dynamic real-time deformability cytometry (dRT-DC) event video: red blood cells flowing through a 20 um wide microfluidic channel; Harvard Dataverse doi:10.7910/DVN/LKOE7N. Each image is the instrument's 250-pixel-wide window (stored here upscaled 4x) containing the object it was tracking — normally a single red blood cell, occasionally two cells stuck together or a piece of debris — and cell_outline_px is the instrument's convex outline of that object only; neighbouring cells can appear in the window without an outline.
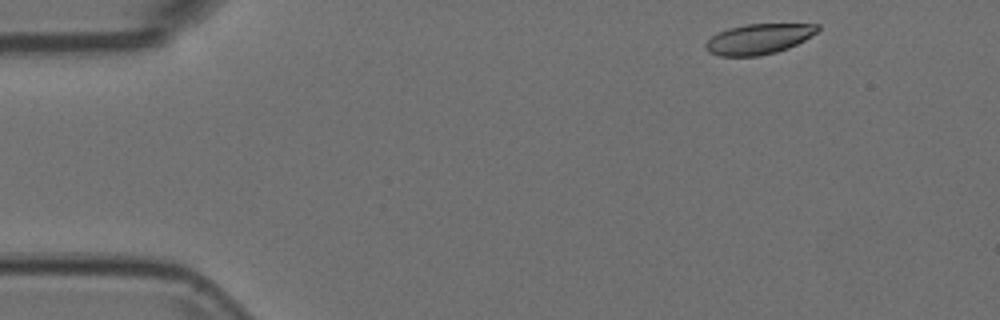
{"species": "Egyptian fruit bat (a non-hibernating species)", "species_latin": "Rousettus aegyptiacus", "temperature_condition": "room temperature", "stored_images_in_passage": 52, "camera_frame_rate_fps": 3000, "um_per_image_px": 0.085, "animal": {"sex": "female"}, "frame": {"image": 1, "passage_image": 2, "time_ms": 0.333, "image_size_px": [1000, 320], "cell_outline_px": [[820, 28], [816, 32], [804, 40], [788, 48], [776, 52], [756, 56], [720, 56], [708, 52], [704, 48], [704, 44], [712, 36], [728, 28], [748, 24], [820, 24]], "centroid_in_image_um": [64.46, 3.32], "position_along_channel_um": 20.5, "area_um2": 19.65}}
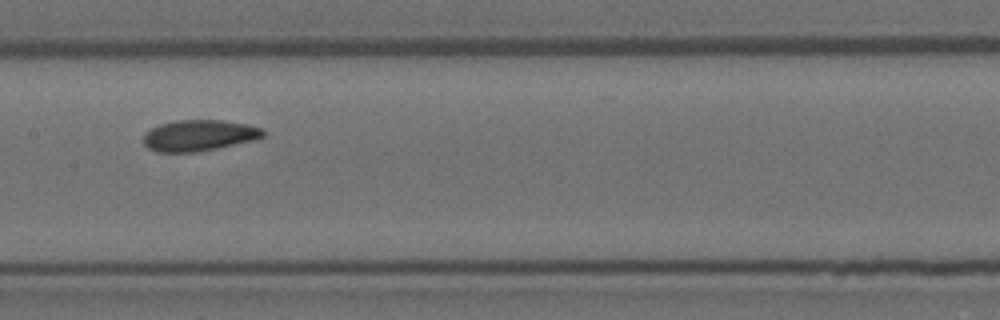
{"frame": {"image": 2, "passage_image": 23, "time_ms": 7.333, "image_size_px": [1000, 320], "cell_outline_px": [[264, 136], [252, 140], [216, 148], [196, 152], [156, 152], [148, 148], [144, 144], [144, 132], [160, 124], [176, 120], [224, 120], [248, 124], [260, 128], [264, 132]], "centroid_in_image_um": [16.88, 11.5], "position_along_channel_um": 190.5, "area_um2": 21.56}}
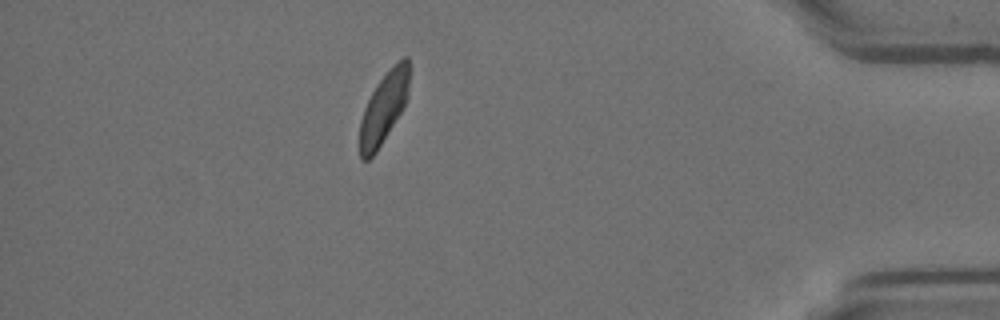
{"frame": {"image": 3, "passage_image": 44, "time_ms": 14.333, "image_size_px": [1000, 320], "cell_outline_px": [[408, 96], [400, 112], [376, 152], [368, 160], [360, 160], [360, 120], [364, 108], [376, 84], [396, 60], [404, 56], [408, 56]], "centroid_in_image_um": [32.6, 9.14], "position_along_channel_um": 402.6, "area_um2": 20.17}}